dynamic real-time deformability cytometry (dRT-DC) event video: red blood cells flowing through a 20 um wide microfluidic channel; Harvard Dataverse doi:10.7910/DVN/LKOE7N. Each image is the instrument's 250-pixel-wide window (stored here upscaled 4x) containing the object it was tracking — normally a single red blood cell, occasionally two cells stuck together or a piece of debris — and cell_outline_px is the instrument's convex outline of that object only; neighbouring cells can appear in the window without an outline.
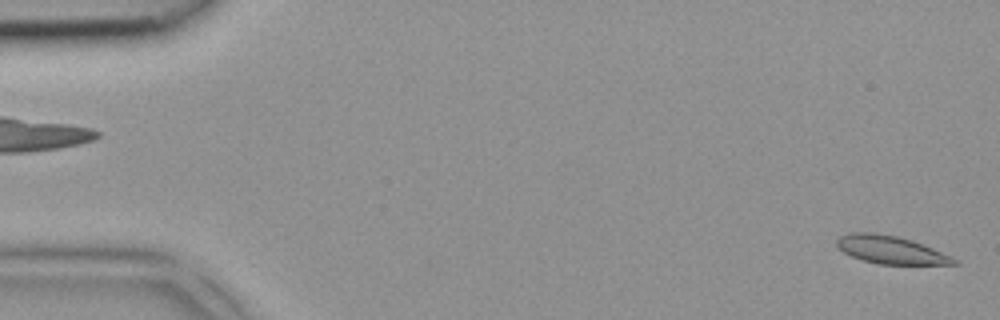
{"species": "common noctule bat (a hibernating species)", "species_latin": "Nyctalus noctula", "temperature_condition": "room temperature", "stored_images_in_passage": 4, "segment_of_instrument_passage": [2, 2], "camera_frame_rate_fps": 3000, "um_per_image_px": 0.085, "animal": {"sex": "female", "body_mass_g": 18.4}, "frame": {"image": 1, "passage_image": 4, "time_ms": 1.0, "image_size_px": [1000, 320], "cell_outline_px": [[960, 264], [876, 264], [852, 256], [844, 252], [836, 244], [836, 240], [840, 236], [852, 232], [872, 232], [896, 236], [912, 240], [952, 256], [960, 260]], "centroid_in_image_um": [75.74, 21.23], "position_along_channel_um": 9.3, "area_um2": 18.96}}